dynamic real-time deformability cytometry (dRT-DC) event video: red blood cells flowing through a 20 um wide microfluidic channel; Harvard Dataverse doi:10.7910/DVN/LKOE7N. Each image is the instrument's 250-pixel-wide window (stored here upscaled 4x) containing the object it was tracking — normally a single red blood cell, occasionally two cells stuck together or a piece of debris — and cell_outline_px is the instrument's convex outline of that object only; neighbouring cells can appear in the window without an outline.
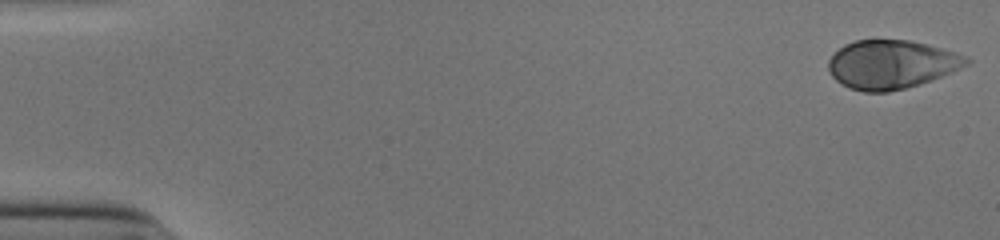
{"species": "human", "species_latin": "Homo sapiens", "temperature_condition": "cold", "stored_images_in_passage": 45, "camera_frame_rate_fps": 3000, "um_per_image_px": 0.085, "donor": {"sex": "male"}, "frame": {"image": 1, "passage_image": 1, "time_ms": 0.0, "image_size_px": [1000, 240], "cell_outline_px": [[972, 60], [968, 64], [952, 72], [932, 80], [920, 84], [888, 92], [864, 92], [848, 88], [840, 84], [832, 76], [828, 68], [828, 60], [844, 44], [856, 40], [908, 40], [928, 44], [968, 56]], "centroid_in_image_um": [75.77, 5.48], "position_along_channel_um": 9.2, "area_um2": 39.25}}
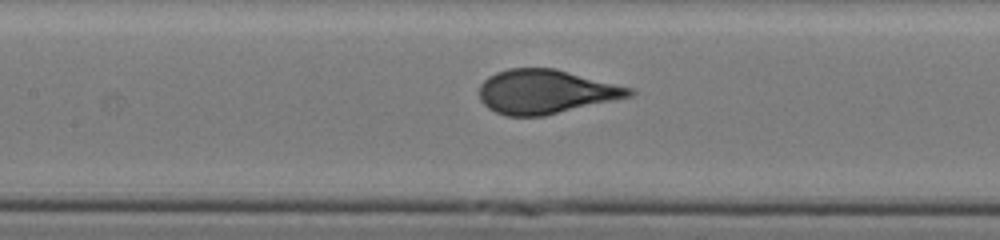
{"frame": {"image": 2, "passage_image": 25, "time_ms": 8.0, "image_size_px": [1000, 240], "cell_outline_px": [[636, 92], [632, 96], [544, 116], [504, 116], [488, 108], [480, 100], [480, 84], [488, 76], [496, 72], [508, 68], [556, 68], [636, 88]], "centroid_in_image_um": [46.42, 7.78], "position_along_channel_um": 161.0, "area_um2": 38.96}}
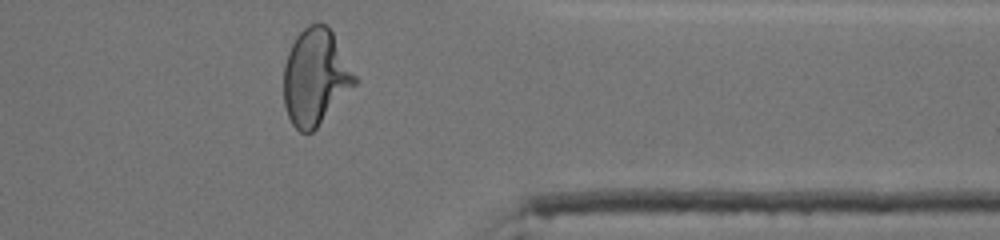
{"frame": {"image": 3, "passage_image": 43, "time_ms": 14.0, "image_size_px": [1000, 240], "cell_outline_px": [[360, 80], [316, 128], [312, 132], [300, 132], [292, 124], [288, 116], [284, 104], [284, 64], [288, 52], [296, 36], [308, 24], [324, 24], [332, 32]], "centroid_in_image_um": [26.83, 6.56], "position_along_channel_um": 384.6, "area_um2": 39.77}}